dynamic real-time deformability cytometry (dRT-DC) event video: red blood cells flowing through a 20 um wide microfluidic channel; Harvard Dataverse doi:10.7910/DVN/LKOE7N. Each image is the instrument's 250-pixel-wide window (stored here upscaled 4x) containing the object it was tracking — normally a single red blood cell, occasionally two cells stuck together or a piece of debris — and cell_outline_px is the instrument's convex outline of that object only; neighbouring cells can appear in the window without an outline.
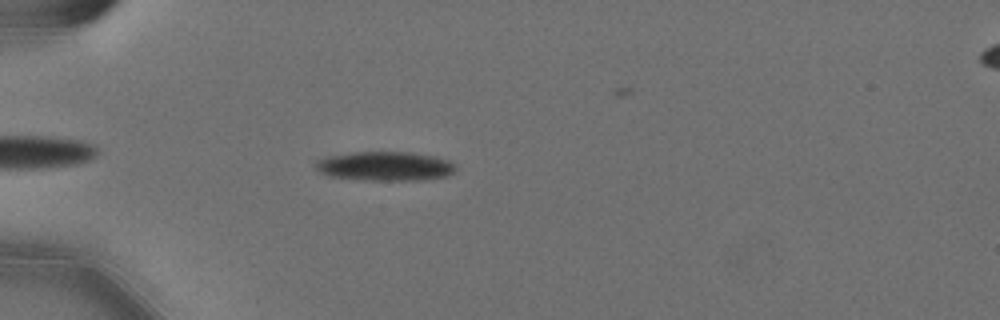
{"species": "Egyptian fruit bat (a non-hibernating species)", "species_latin": "Rousettus aegyptiacus", "temperature_condition": "cold", "stored_images_in_passage": 40, "camera_frame_rate_fps": 3000, "um_per_image_px": 0.085, "animal": {"sex": "female"}, "frame": {"image": 1, "passage_image": 6, "time_ms": 1.667, "image_size_px": [1000, 320], "cell_outline_px": [[456, 168], [448, 176], [420, 180], [368, 180], [328, 176], [320, 172], [316, 168], [316, 160], [324, 156], [352, 152], [412, 152], [432, 156], [448, 160], [456, 164]], "centroid_in_image_um": [32.71, 14.12], "position_along_channel_um": 52.3, "area_um2": 23.93}}
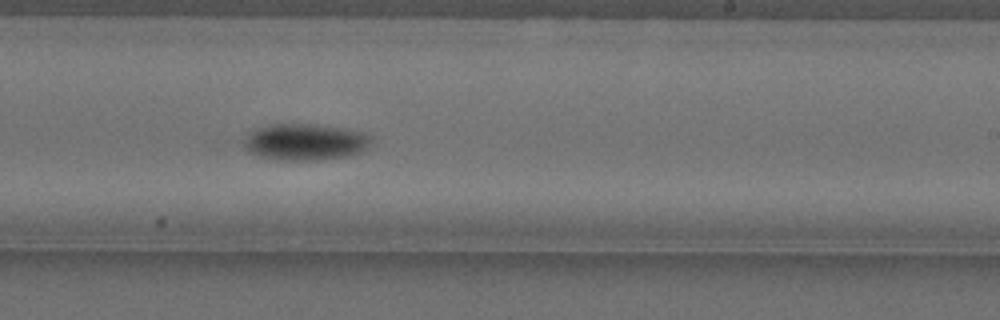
{"frame": {"image": 2, "passage_image": 25, "time_ms": 8.0, "image_size_px": [1000, 320], "cell_outline_px": [[372, 140], [360, 152], [344, 156], [312, 160], [276, 160], [260, 156], [248, 152], [244, 148], [244, 140], [248, 132], [256, 128], [268, 124], [316, 124], [364, 132], [372, 136]], "centroid_in_image_um": [25.87, 12.05], "position_along_channel_um": 263.1, "area_um2": 27.05}}
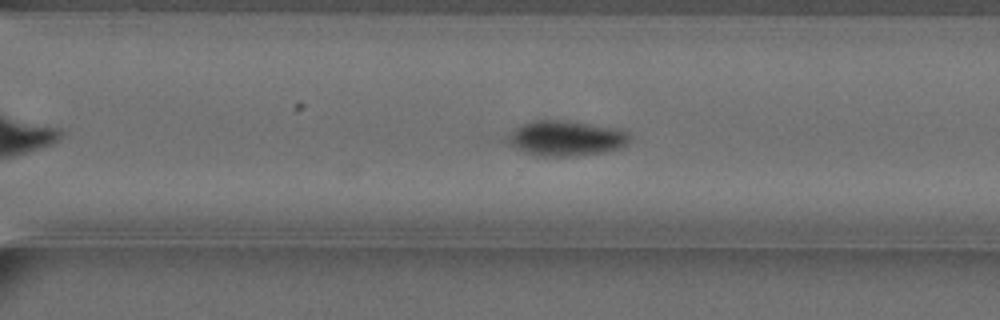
{"frame": {"image": 3, "passage_image": 30, "time_ms": 9.667, "image_size_px": [1000, 320], "cell_outline_px": [[632, 136], [620, 148], [608, 152], [572, 156], [536, 156], [516, 148], [508, 144], [508, 136], [516, 128], [532, 120], [568, 120], [616, 128], [628, 132]], "centroid_in_image_um": [48.13, 11.75], "position_along_channel_um": 322.5, "area_um2": 25.03}}